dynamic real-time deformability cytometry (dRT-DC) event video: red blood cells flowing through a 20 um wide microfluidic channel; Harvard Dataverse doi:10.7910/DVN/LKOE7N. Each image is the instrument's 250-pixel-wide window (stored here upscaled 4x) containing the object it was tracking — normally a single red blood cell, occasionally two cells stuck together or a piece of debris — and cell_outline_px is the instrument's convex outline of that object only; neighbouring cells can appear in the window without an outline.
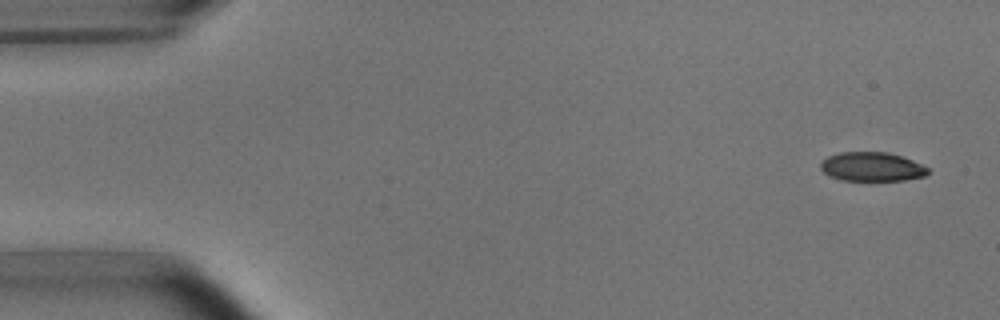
{"species": "common noctule bat (a hibernating species)", "species_latin": "Nyctalus noctula", "temperature_condition": "room temperature", "stored_images_in_passage": 5, "camera_frame_rate_fps": 3000, "um_per_image_px": 0.085, "animal": {"sex": "male", "body_mass_g": 15.6}, "frame": {"image": 1, "passage_image": 1, "time_ms": 0.0, "image_size_px": [1000, 320], "cell_outline_px": [[932, 172], [924, 176], [904, 180], [840, 180], [828, 176], [820, 168], [820, 164], [828, 156], [840, 152], [888, 152], [912, 160], [928, 168]], "centroid_in_image_um": [74.1, 14.17], "position_along_channel_um": 10.9, "area_um2": 18.15}}
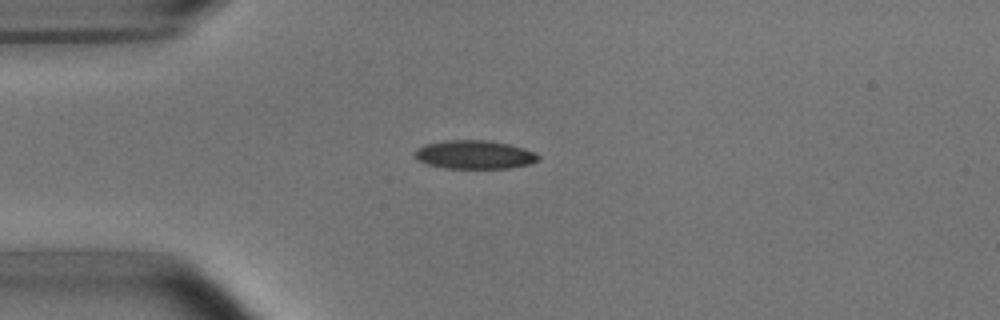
{"frame": {"image": 2, "passage_image": 4, "time_ms": 3.667, "image_size_px": [1000, 320], "cell_outline_px": [[540, 160], [528, 164], [508, 168], [444, 168], [428, 164], [416, 160], [416, 148], [424, 144], [444, 140], [488, 140], [508, 144], [524, 148], [540, 156]], "centroid_in_image_um": [40.31, 13.14], "position_along_channel_um": 44.7, "area_um2": 20.52}}